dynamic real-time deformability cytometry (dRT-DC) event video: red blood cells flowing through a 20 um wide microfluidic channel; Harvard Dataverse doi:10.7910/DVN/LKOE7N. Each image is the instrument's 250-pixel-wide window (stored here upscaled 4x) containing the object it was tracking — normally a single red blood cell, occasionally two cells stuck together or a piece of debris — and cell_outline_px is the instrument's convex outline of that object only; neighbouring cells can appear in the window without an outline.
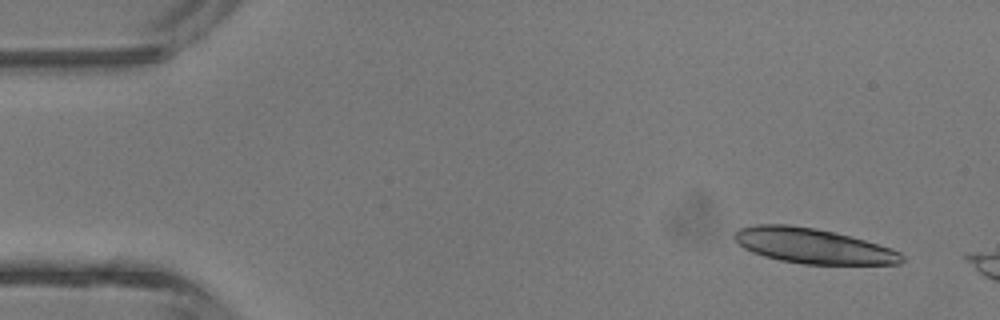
{"species": "common noctule bat (a hibernating species)", "species_latin": "Nyctalus noctula", "temperature_condition": "room temperature", "stored_images_in_passage": 3, "camera_frame_rate_fps": 3000, "um_per_image_px": 0.085, "animal": {"sex": "male", "body_mass_g": 13.3}, "frame": {"image": 1, "passage_image": 1, "time_ms": 0.0, "image_size_px": [1000, 320], "cell_outline_px": [[904, 260], [900, 264], [804, 264], [780, 260], [764, 256], [752, 252], [744, 248], [736, 240], [736, 232], [740, 228], [756, 224], [788, 224], [816, 228], [836, 232], [864, 240], [900, 252], [904, 256]], "centroid_in_image_um": [69.11, 20.9], "position_along_channel_um": 15.9, "area_um2": 33.93}}